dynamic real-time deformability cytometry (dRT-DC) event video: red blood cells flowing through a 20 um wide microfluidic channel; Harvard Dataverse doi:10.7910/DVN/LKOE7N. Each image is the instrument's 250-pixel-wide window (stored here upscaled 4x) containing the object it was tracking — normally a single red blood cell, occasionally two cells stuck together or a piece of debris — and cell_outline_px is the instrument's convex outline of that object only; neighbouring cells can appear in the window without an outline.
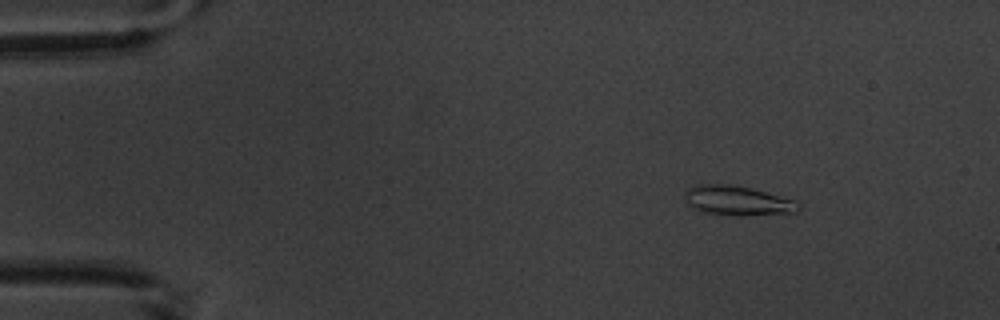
{"species": "common noctule bat (a hibernating species)", "species_latin": "Nyctalus noctula", "temperature_condition": "warm", "stored_images_in_passage": 5, "camera_frame_rate_fps": 3000, "um_per_image_px": 0.085, "animal": {"sex": "male", "body_mass_g": 20.1, "forearm_length_mm": 53.5}, "frame": {"image": 1, "passage_image": 3, "time_ms": 2.333, "image_size_px": [1000, 320], "cell_outline_px": [[800, 208], [796, 212], [744, 216], [708, 212], [692, 208], [688, 204], [684, 196], [684, 192], [688, 188], [696, 184], [732, 184], [752, 188], [796, 200], [800, 204]], "centroid_in_image_um": [62.7, 17.04], "position_along_channel_um": 22.3, "area_um2": 19.65}}